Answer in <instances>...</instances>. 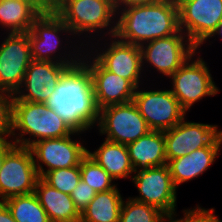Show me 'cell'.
<instances>
[{"label":"cell","instance_id":"cell-1","mask_svg":"<svg viewBox=\"0 0 222 222\" xmlns=\"http://www.w3.org/2000/svg\"><path fill=\"white\" fill-rule=\"evenodd\" d=\"M44 104L72 132L82 134L98 125L100 110L95 100L92 76L82 59L62 73L54 92Z\"/></svg>","mask_w":222,"mask_h":222},{"label":"cell","instance_id":"cell-2","mask_svg":"<svg viewBox=\"0 0 222 222\" xmlns=\"http://www.w3.org/2000/svg\"><path fill=\"white\" fill-rule=\"evenodd\" d=\"M116 19L115 36L121 41L138 46L172 36L180 30L176 0L119 6Z\"/></svg>","mask_w":222,"mask_h":222},{"label":"cell","instance_id":"cell-3","mask_svg":"<svg viewBox=\"0 0 222 222\" xmlns=\"http://www.w3.org/2000/svg\"><path fill=\"white\" fill-rule=\"evenodd\" d=\"M16 130L20 132L15 133ZM72 133L63 120L44 103L11 100L10 136L14 139L10 140L15 145L30 147L39 140L62 138ZM25 134L34 139L25 138Z\"/></svg>","mask_w":222,"mask_h":222},{"label":"cell","instance_id":"cell-4","mask_svg":"<svg viewBox=\"0 0 222 222\" xmlns=\"http://www.w3.org/2000/svg\"><path fill=\"white\" fill-rule=\"evenodd\" d=\"M53 11L64 21L76 37L107 30L103 36L116 32L117 7L109 0H55ZM112 24V25H111ZM109 27V29H108ZM109 31V32H108Z\"/></svg>","mask_w":222,"mask_h":222},{"label":"cell","instance_id":"cell-5","mask_svg":"<svg viewBox=\"0 0 222 222\" xmlns=\"http://www.w3.org/2000/svg\"><path fill=\"white\" fill-rule=\"evenodd\" d=\"M60 33H65V35L69 33V36L70 34L73 35L69 27L53 10L42 12L33 21L32 28L28 32L32 60L57 62L68 66L78 63L82 59L80 57L83 56L80 48L82 45H87V43H81L80 47L74 46L78 51L73 48V52L68 51L69 54L66 51L65 53H60L59 50L62 47L59 46H62L63 42L59 38L61 36ZM75 52H78V54ZM71 53L73 54L71 55ZM62 54L64 55L62 56Z\"/></svg>","mask_w":222,"mask_h":222},{"label":"cell","instance_id":"cell-6","mask_svg":"<svg viewBox=\"0 0 222 222\" xmlns=\"http://www.w3.org/2000/svg\"><path fill=\"white\" fill-rule=\"evenodd\" d=\"M193 57L195 54L170 76V90L186 112L203 97L219 92L206 62L200 56L193 61Z\"/></svg>","mask_w":222,"mask_h":222},{"label":"cell","instance_id":"cell-7","mask_svg":"<svg viewBox=\"0 0 222 222\" xmlns=\"http://www.w3.org/2000/svg\"><path fill=\"white\" fill-rule=\"evenodd\" d=\"M179 29L199 48L210 39L222 20V0H176Z\"/></svg>","mask_w":222,"mask_h":222},{"label":"cell","instance_id":"cell-8","mask_svg":"<svg viewBox=\"0 0 222 222\" xmlns=\"http://www.w3.org/2000/svg\"><path fill=\"white\" fill-rule=\"evenodd\" d=\"M39 178L30 148L14 145L1 166L0 201L33 193Z\"/></svg>","mask_w":222,"mask_h":222},{"label":"cell","instance_id":"cell-9","mask_svg":"<svg viewBox=\"0 0 222 222\" xmlns=\"http://www.w3.org/2000/svg\"><path fill=\"white\" fill-rule=\"evenodd\" d=\"M98 129L106 140L124 145L151 131L133 101L100 109Z\"/></svg>","mask_w":222,"mask_h":222},{"label":"cell","instance_id":"cell-10","mask_svg":"<svg viewBox=\"0 0 222 222\" xmlns=\"http://www.w3.org/2000/svg\"><path fill=\"white\" fill-rule=\"evenodd\" d=\"M139 47L142 68L147 62L166 77H170L198 50L182 30L172 36L148 41Z\"/></svg>","mask_w":222,"mask_h":222},{"label":"cell","instance_id":"cell-11","mask_svg":"<svg viewBox=\"0 0 222 222\" xmlns=\"http://www.w3.org/2000/svg\"><path fill=\"white\" fill-rule=\"evenodd\" d=\"M130 179L139 191V196L131 199L154 206L166 216L176 213L177 188L175 187L168 165L135 171Z\"/></svg>","mask_w":222,"mask_h":222},{"label":"cell","instance_id":"cell-12","mask_svg":"<svg viewBox=\"0 0 222 222\" xmlns=\"http://www.w3.org/2000/svg\"><path fill=\"white\" fill-rule=\"evenodd\" d=\"M167 162L204 147H220L222 130L217 125L185 121L164 131Z\"/></svg>","mask_w":222,"mask_h":222},{"label":"cell","instance_id":"cell-13","mask_svg":"<svg viewBox=\"0 0 222 222\" xmlns=\"http://www.w3.org/2000/svg\"><path fill=\"white\" fill-rule=\"evenodd\" d=\"M74 134L79 135L73 132L62 138L42 139L29 147L40 178L51 170L80 166L81 160L87 155V148L80 141L71 138Z\"/></svg>","mask_w":222,"mask_h":222},{"label":"cell","instance_id":"cell-14","mask_svg":"<svg viewBox=\"0 0 222 222\" xmlns=\"http://www.w3.org/2000/svg\"><path fill=\"white\" fill-rule=\"evenodd\" d=\"M31 61L28 32L8 33L0 45V92L14 95Z\"/></svg>","mask_w":222,"mask_h":222},{"label":"cell","instance_id":"cell-15","mask_svg":"<svg viewBox=\"0 0 222 222\" xmlns=\"http://www.w3.org/2000/svg\"><path fill=\"white\" fill-rule=\"evenodd\" d=\"M136 88L133 102L153 131H166L177 125L186 114L171 90L141 91Z\"/></svg>","mask_w":222,"mask_h":222},{"label":"cell","instance_id":"cell-16","mask_svg":"<svg viewBox=\"0 0 222 222\" xmlns=\"http://www.w3.org/2000/svg\"><path fill=\"white\" fill-rule=\"evenodd\" d=\"M111 39L114 40L107 44L104 43L106 49H99L101 50L99 53V50L95 49V55H91L106 70L127 79L135 88L140 87L141 72L144 70L142 68L140 47L121 41L115 35Z\"/></svg>","mask_w":222,"mask_h":222},{"label":"cell","instance_id":"cell-17","mask_svg":"<svg viewBox=\"0 0 222 222\" xmlns=\"http://www.w3.org/2000/svg\"><path fill=\"white\" fill-rule=\"evenodd\" d=\"M82 50L84 56L81 58L90 69L99 110L107 106L133 101L136 88L127 79L106 70L94 57H91L88 49L85 50L86 55L84 49ZM87 56L89 57L87 58Z\"/></svg>","mask_w":222,"mask_h":222},{"label":"cell","instance_id":"cell-18","mask_svg":"<svg viewBox=\"0 0 222 222\" xmlns=\"http://www.w3.org/2000/svg\"><path fill=\"white\" fill-rule=\"evenodd\" d=\"M68 67L57 62L32 60L21 87L11 96V100L44 103L54 92L62 73Z\"/></svg>","mask_w":222,"mask_h":222},{"label":"cell","instance_id":"cell-19","mask_svg":"<svg viewBox=\"0 0 222 222\" xmlns=\"http://www.w3.org/2000/svg\"><path fill=\"white\" fill-rule=\"evenodd\" d=\"M126 146L134 171L167 164L164 131L151 130Z\"/></svg>","mask_w":222,"mask_h":222},{"label":"cell","instance_id":"cell-20","mask_svg":"<svg viewBox=\"0 0 222 222\" xmlns=\"http://www.w3.org/2000/svg\"><path fill=\"white\" fill-rule=\"evenodd\" d=\"M219 151L220 147H204L169 160L167 165L175 187L203 175L220 155Z\"/></svg>","mask_w":222,"mask_h":222},{"label":"cell","instance_id":"cell-21","mask_svg":"<svg viewBox=\"0 0 222 222\" xmlns=\"http://www.w3.org/2000/svg\"><path fill=\"white\" fill-rule=\"evenodd\" d=\"M51 222H80V213L69 194L63 193L39 178L34 190Z\"/></svg>","mask_w":222,"mask_h":222},{"label":"cell","instance_id":"cell-22","mask_svg":"<svg viewBox=\"0 0 222 222\" xmlns=\"http://www.w3.org/2000/svg\"><path fill=\"white\" fill-rule=\"evenodd\" d=\"M87 155L90 156L98 165H100L114 180L126 179L132 177L134 169L130 162L127 146L124 144L104 140L94 152L87 149Z\"/></svg>","mask_w":222,"mask_h":222},{"label":"cell","instance_id":"cell-23","mask_svg":"<svg viewBox=\"0 0 222 222\" xmlns=\"http://www.w3.org/2000/svg\"><path fill=\"white\" fill-rule=\"evenodd\" d=\"M42 11L30 0H0V25L9 33H27Z\"/></svg>","mask_w":222,"mask_h":222},{"label":"cell","instance_id":"cell-24","mask_svg":"<svg viewBox=\"0 0 222 222\" xmlns=\"http://www.w3.org/2000/svg\"><path fill=\"white\" fill-rule=\"evenodd\" d=\"M123 200L117 186L96 193L80 214V222H119Z\"/></svg>","mask_w":222,"mask_h":222},{"label":"cell","instance_id":"cell-25","mask_svg":"<svg viewBox=\"0 0 222 222\" xmlns=\"http://www.w3.org/2000/svg\"><path fill=\"white\" fill-rule=\"evenodd\" d=\"M3 202L16 222H51L34 192L12 196Z\"/></svg>","mask_w":222,"mask_h":222},{"label":"cell","instance_id":"cell-26","mask_svg":"<svg viewBox=\"0 0 222 222\" xmlns=\"http://www.w3.org/2000/svg\"><path fill=\"white\" fill-rule=\"evenodd\" d=\"M165 216L158 208L129 197L123 200L119 222H161Z\"/></svg>","mask_w":222,"mask_h":222},{"label":"cell","instance_id":"cell-27","mask_svg":"<svg viewBox=\"0 0 222 222\" xmlns=\"http://www.w3.org/2000/svg\"><path fill=\"white\" fill-rule=\"evenodd\" d=\"M81 180L92 187L97 193L113 189V178L90 156L86 155L80 162Z\"/></svg>","mask_w":222,"mask_h":222},{"label":"cell","instance_id":"cell-28","mask_svg":"<svg viewBox=\"0 0 222 222\" xmlns=\"http://www.w3.org/2000/svg\"><path fill=\"white\" fill-rule=\"evenodd\" d=\"M42 179L51 187L70 195L81 180L80 166L48 171Z\"/></svg>","mask_w":222,"mask_h":222},{"label":"cell","instance_id":"cell-29","mask_svg":"<svg viewBox=\"0 0 222 222\" xmlns=\"http://www.w3.org/2000/svg\"><path fill=\"white\" fill-rule=\"evenodd\" d=\"M96 191L83 180H80L76 188L70 194L74 206L81 214L90 201L95 197Z\"/></svg>","mask_w":222,"mask_h":222},{"label":"cell","instance_id":"cell-30","mask_svg":"<svg viewBox=\"0 0 222 222\" xmlns=\"http://www.w3.org/2000/svg\"><path fill=\"white\" fill-rule=\"evenodd\" d=\"M214 208L205 209L197 205L193 209L183 210L184 217L178 219V222H222L214 215Z\"/></svg>","mask_w":222,"mask_h":222},{"label":"cell","instance_id":"cell-31","mask_svg":"<svg viewBox=\"0 0 222 222\" xmlns=\"http://www.w3.org/2000/svg\"><path fill=\"white\" fill-rule=\"evenodd\" d=\"M0 222H16L7 205L0 201Z\"/></svg>","mask_w":222,"mask_h":222},{"label":"cell","instance_id":"cell-32","mask_svg":"<svg viewBox=\"0 0 222 222\" xmlns=\"http://www.w3.org/2000/svg\"><path fill=\"white\" fill-rule=\"evenodd\" d=\"M32 1L42 12L52 11L54 9L55 0H30Z\"/></svg>","mask_w":222,"mask_h":222},{"label":"cell","instance_id":"cell-33","mask_svg":"<svg viewBox=\"0 0 222 222\" xmlns=\"http://www.w3.org/2000/svg\"><path fill=\"white\" fill-rule=\"evenodd\" d=\"M15 144L10 140L0 143V170L4 160V155L14 146Z\"/></svg>","mask_w":222,"mask_h":222},{"label":"cell","instance_id":"cell-34","mask_svg":"<svg viewBox=\"0 0 222 222\" xmlns=\"http://www.w3.org/2000/svg\"><path fill=\"white\" fill-rule=\"evenodd\" d=\"M156 0H119V6H130L137 4H147Z\"/></svg>","mask_w":222,"mask_h":222},{"label":"cell","instance_id":"cell-35","mask_svg":"<svg viewBox=\"0 0 222 222\" xmlns=\"http://www.w3.org/2000/svg\"><path fill=\"white\" fill-rule=\"evenodd\" d=\"M176 214L177 213H174L172 216H165L161 222H166V220L167 222H178V219L175 218Z\"/></svg>","mask_w":222,"mask_h":222},{"label":"cell","instance_id":"cell-36","mask_svg":"<svg viewBox=\"0 0 222 222\" xmlns=\"http://www.w3.org/2000/svg\"><path fill=\"white\" fill-rule=\"evenodd\" d=\"M215 35H220L222 37V20L219 23L218 29L216 30V32L213 34L211 38L215 37Z\"/></svg>","mask_w":222,"mask_h":222},{"label":"cell","instance_id":"cell-37","mask_svg":"<svg viewBox=\"0 0 222 222\" xmlns=\"http://www.w3.org/2000/svg\"><path fill=\"white\" fill-rule=\"evenodd\" d=\"M112 2L117 8L119 7V0H109Z\"/></svg>","mask_w":222,"mask_h":222}]
</instances>
